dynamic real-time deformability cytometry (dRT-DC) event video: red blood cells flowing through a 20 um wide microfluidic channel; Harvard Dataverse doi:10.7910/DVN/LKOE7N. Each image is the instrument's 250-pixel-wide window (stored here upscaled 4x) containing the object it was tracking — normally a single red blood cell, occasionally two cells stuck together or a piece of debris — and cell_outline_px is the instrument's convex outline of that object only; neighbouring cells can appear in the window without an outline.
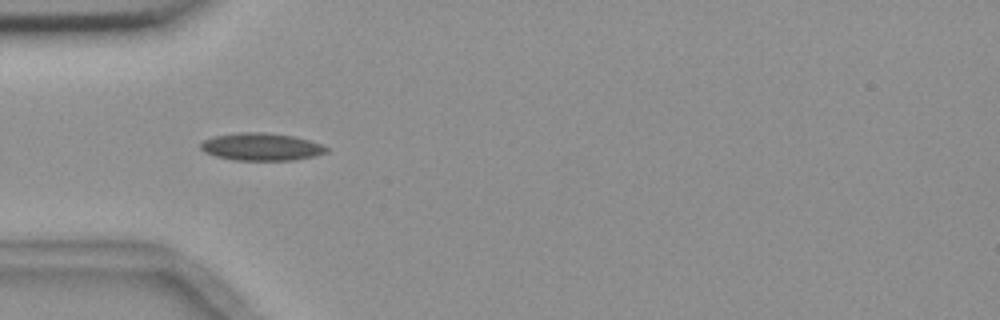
{"species": "common noctule bat (a hibernating species)", "species_latin": "Nyctalus noctula", "temperature_condition": "room temperature", "stored_images_in_passage": 9, "camera_frame_rate_fps": 3000, "um_per_image_px": 0.085, "animal": {"sex": "female", "body_mass_g": 18.4}, "frame": {"image": 1, "passage_image": 3, "time_ms": 2.0, "image_size_px": [1000, 320], "cell_outline_px": [[328, 152], [312, 156], [292, 160], [232, 160], [216, 156], [204, 152], [200, 148], [200, 144], [204, 140], [212, 136], [240, 132], [264, 132], [292, 136], [308, 140], [320, 144], [328, 148]], "centroid_in_image_um": [22.16, 12.47], "position_along_channel_um": 62.8, "area_um2": 20.06}}
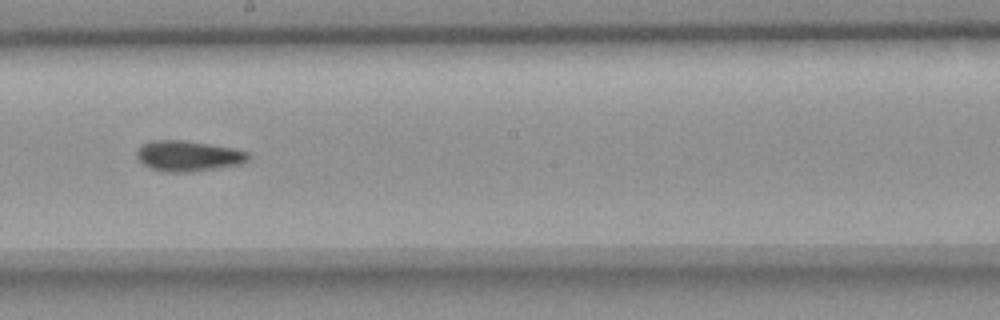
{"frame": {"image": 2, "passage_image": 7, "time_ms": 6.667, "image_size_px": [1000, 320], "cell_outline_px": [[252, 156], [248, 160], [240, 164], [188, 172], [164, 172], [152, 168], [144, 164], [136, 156], [136, 152], [140, 144], [152, 140], [184, 140], [232, 148], [248, 152]], "centroid_in_image_um": [15.98, 13.24], "position_along_channel_um": 232.2, "area_um2": 19.77}}
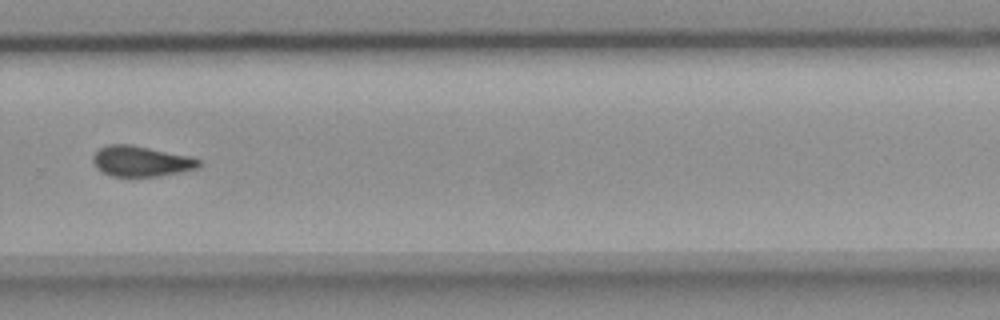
{"frame": {"image": 3, "passage_image": 9, "time_ms": 9.0, "image_size_px": [1000, 320], "cell_outline_px": [[200, 164], [196, 168], [180, 172], [156, 176], [112, 176], [96, 168], [92, 160], [92, 156], [100, 148], [108, 144], [128, 144], [188, 156], [200, 160]], "centroid_in_image_um": [11.94, 13.7], "position_along_channel_um": 317.9, "area_um2": 18.44}}